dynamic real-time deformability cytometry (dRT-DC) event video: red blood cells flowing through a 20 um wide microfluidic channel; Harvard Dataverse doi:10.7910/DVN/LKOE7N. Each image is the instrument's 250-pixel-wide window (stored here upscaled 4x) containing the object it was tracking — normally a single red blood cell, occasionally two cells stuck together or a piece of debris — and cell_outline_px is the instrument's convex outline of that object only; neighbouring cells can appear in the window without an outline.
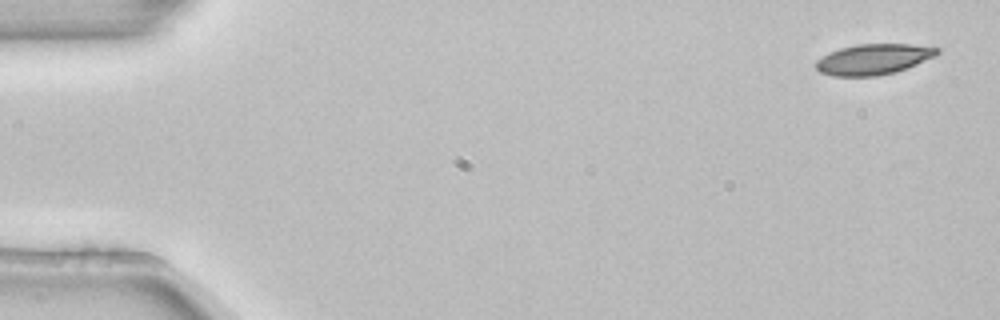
{"species": "common noctule bat (a hibernating species)", "species_latin": "Nyctalus noctula", "temperature_condition": "room temperature", "stored_images_in_passage": 4, "camera_frame_rate_fps": 3000, "um_per_image_px": 0.085, "animal": {"sex": "female", "body_mass_g": 22.7, "forearm_length_mm": 54.2}, "frame": {"image": 1, "passage_image": 1, "time_ms": 0.0, "image_size_px": [1000, 320], "cell_outline_px": [[940, 52], [936, 56], [908, 68], [896, 72], [876, 76], [832, 76], [820, 72], [816, 68], [816, 60], [828, 52], [840, 48], [856, 44], [912, 44], [940, 48]], "centroid_in_image_um": [74.26, 5.03], "position_along_channel_um": 10.7, "area_um2": 21.85}}
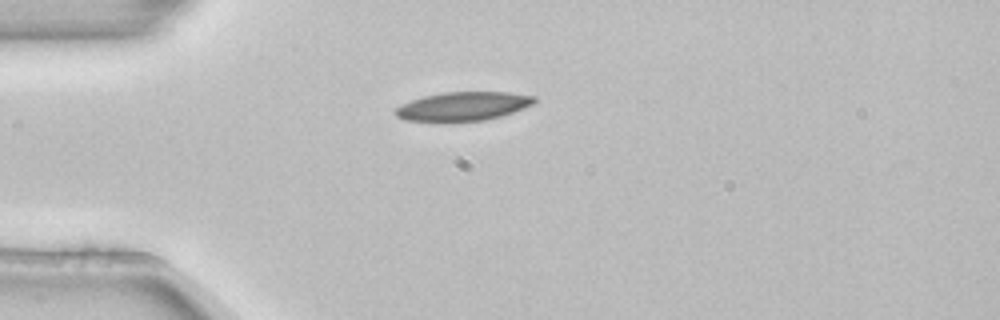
{"frame": {"image": 2, "passage_image": 3, "time_ms": 0.667, "image_size_px": [1000, 320], "cell_outline_px": [[536, 100], [532, 104], [524, 108], [500, 116], [484, 120], [440, 124], [404, 120], [396, 116], [392, 112], [400, 104], [424, 96], [444, 92], [508, 92], [536, 96]], "centroid_in_image_um": [39.27, 9.07], "position_along_channel_um": 45.7, "area_um2": 24.04}}
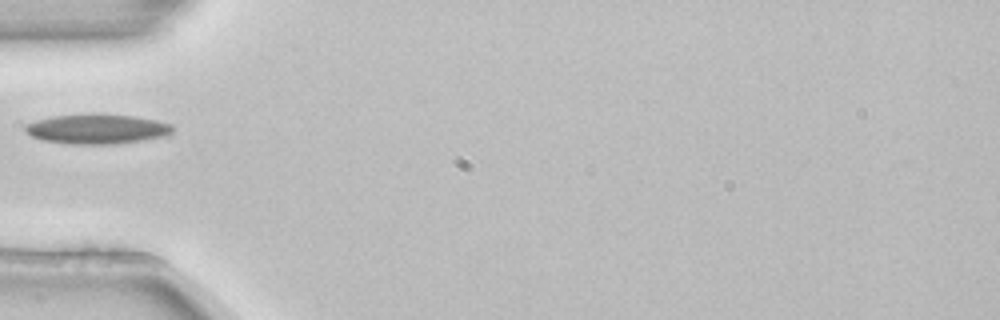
{"frame": {"image": 3, "passage_image": 4, "time_ms": 1.0, "image_size_px": [1000, 320], "cell_outline_px": [[176, 128], [168, 136], [112, 144], [68, 144], [40, 140], [24, 132], [24, 124], [36, 120], [52, 116], [132, 116], [156, 120], [172, 124]], "centroid_in_image_um": [8.23, 11.0], "position_along_channel_um": 76.8, "area_um2": 25.03}}